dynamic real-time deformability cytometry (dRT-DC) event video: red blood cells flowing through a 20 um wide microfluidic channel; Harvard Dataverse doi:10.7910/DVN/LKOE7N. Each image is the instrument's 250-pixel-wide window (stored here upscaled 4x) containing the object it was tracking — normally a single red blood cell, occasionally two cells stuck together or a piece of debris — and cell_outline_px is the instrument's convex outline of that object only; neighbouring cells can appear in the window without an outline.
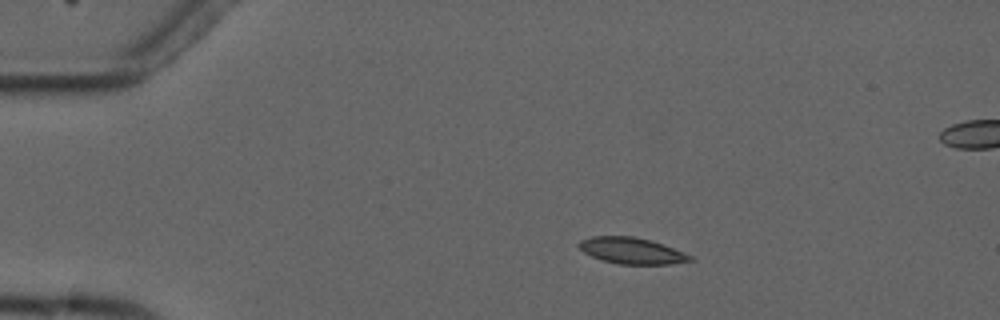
{"species": "common noctule bat (a hibernating species)", "species_latin": "Nyctalus noctula", "temperature_condition": "cold", "stored_images_in_passage": 9, "camera_frame_rate_fps": 3000, "um_per_image_px": 0.085, "animal": {"sex": "male", "forearm_length_mm": 52.5}, "frame": {"image": 1, "passage_image": 1, "time_ms": 0.0, "image_size_px": [1000, 320], "cell_outline_px": [[696, 260], [668, 264], [620, 264], [604, 260], [592, 256], [584, 252], [576, 244], [580, 240], [592, 236], [632, 236], [648, 240], [684, 252], [692, 256]], "centroid_in_image_um": [53.68, 21.31], "position_along_channel_um": 31.3, "area_um2": 16.76}}
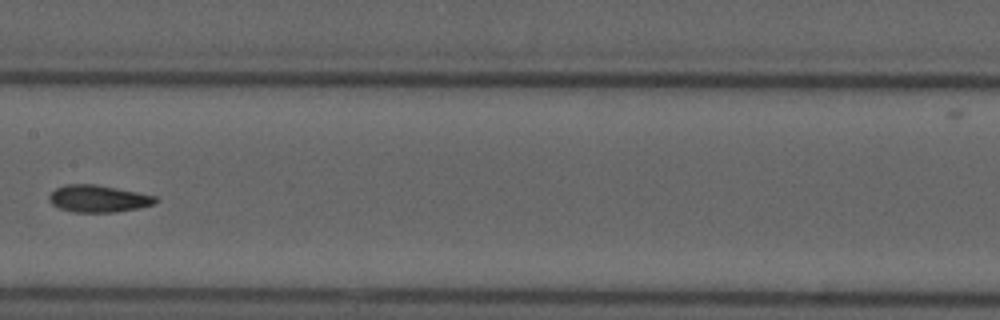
{"frame": {"image": 2, "passage_image": 6, "time_ms": 6.0, "image_size_px": [1000, 320], "cell_outline_px": [[160, 200], [152, 204], [140, 208], [116, 212], [72, 212], [60, 208], [52, 204], [48, 200], [48, 196], [56, 188], [64, 184], [96, 184], [156, 196]], "centroid_in_image_um": [8.34, 16.89], "position_along_channel_um": 199.1, "area_um2": 16.82}}
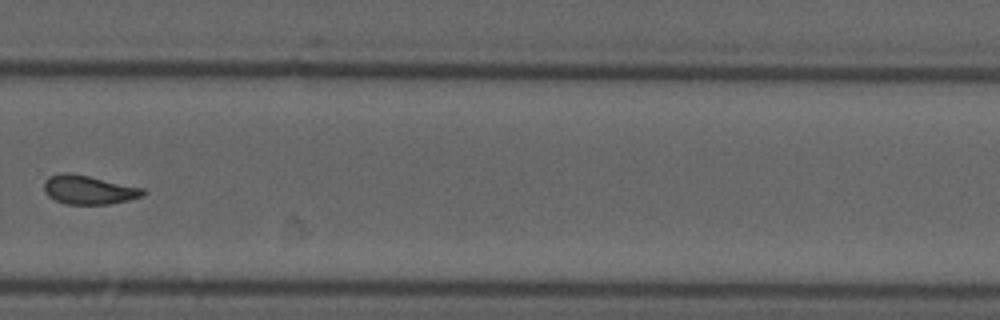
{"frame": {"image": 3, "passage_image": 9, "time_ms": 9.333, "image_size_px": [1000, 320], "cell_outline_px": [[148, 192], [144, 196], [128, 200], [108, 204], [64, 204], [48, 196], [44, 192], [44, 180], [48, 176], [64, 172], [68, 172], [88, 176], [144, 188]], "centroid_in_image_um": [7.54, 16.13], "position_along_channel_um": 322.3, "area_um2": 16.76}}